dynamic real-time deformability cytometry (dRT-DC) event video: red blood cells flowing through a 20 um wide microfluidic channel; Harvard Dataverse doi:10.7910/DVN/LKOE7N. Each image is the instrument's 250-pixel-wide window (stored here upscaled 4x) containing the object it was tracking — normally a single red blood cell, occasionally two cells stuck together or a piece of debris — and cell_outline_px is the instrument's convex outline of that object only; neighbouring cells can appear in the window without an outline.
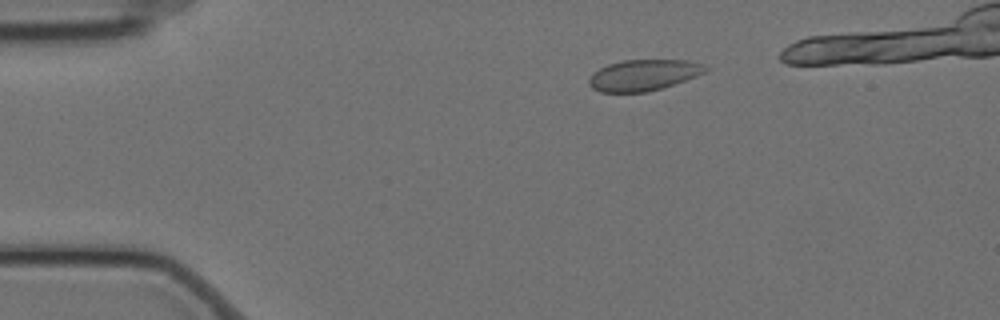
{"species": "Egyptian fruit bat (a non-hibernating species)", "species_latin": "Rousettus aegyptiacus", "temperature_condition": "cold", "stored_images_in_passage": 42, "camera_frame_rate_fps": 3000, "um_per_image_px": 0.085, "animal": {"sex": "female"}, "frame": {"image": 1, "passage_image": 2, "time_ms": 0.333, "image_size_px": [1000, 320], "cell_outline_px": [[708, 68], [704, 72], [696, 76], [648, 92], [600, 92], [592, 88], [588, 84], [588, 80], [592, 72], [608, 64], [624, 60], [688, 60], [704, 64]], "centroid_in_image_um": [54.65, 6.38], "position_along_channel_um": 30.3, "area_um2": 20.98}}
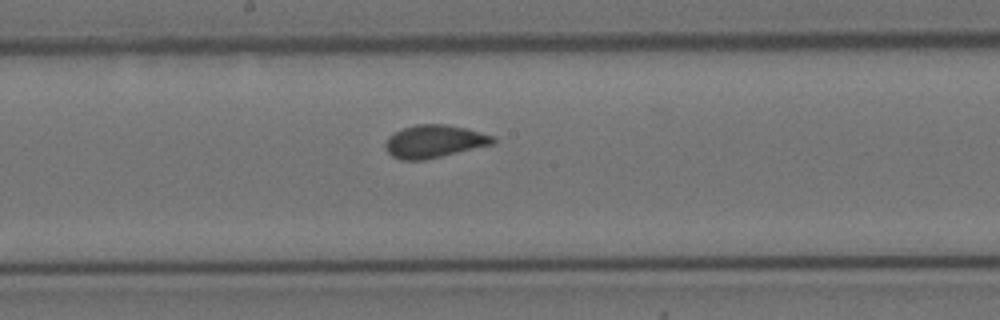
{"frame": {"image": 2, "passage_image": 22, "time_ms": 7.0, "image_size_px": [1000, 320], "cell_outline_px": [[496, 140], [492, 144], [424, 160], [400, 160], [392, 156], [388, 152], [384, 144], [388, 136], [404, 128], [416, 124], [444, 124], [468, 128], [496, 136]], "centroid_in_image_um": [36.92, 12.01], "position_along_channel_um": 211.3, "area_um2": 20.52}}
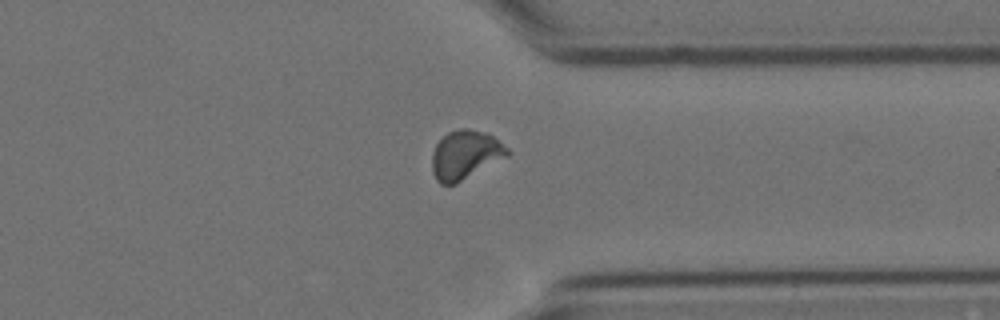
{"frame": {"image": 3, "passage_image": 36, "time_ms": 11.667, "image_size_px": [1000, 320], "cell_outline_px": [[512, 152], [508, 156], [456, 184], [440, 184], [436, 180], [432, 172], [432, 152], [436, 144], [448, 132], [460, 128], [468, 128], [488, 132], [508, 148]], "centroid_in_image_um": [39.56, 13.15], "position_along_channel_um": 371.8, "area_um2": 21.68}, "authors_computed_cell_mechanics": {"area_um2": 20.4901, "velocity_mm_per_s": 3.4967, "shape_relaxation_time_tau1_ms": 6.0301, "shape_relaxation_time_tau2_ms": null, "deformation_change_tau1": 0.1148, "deformation_change_tau2": null}}